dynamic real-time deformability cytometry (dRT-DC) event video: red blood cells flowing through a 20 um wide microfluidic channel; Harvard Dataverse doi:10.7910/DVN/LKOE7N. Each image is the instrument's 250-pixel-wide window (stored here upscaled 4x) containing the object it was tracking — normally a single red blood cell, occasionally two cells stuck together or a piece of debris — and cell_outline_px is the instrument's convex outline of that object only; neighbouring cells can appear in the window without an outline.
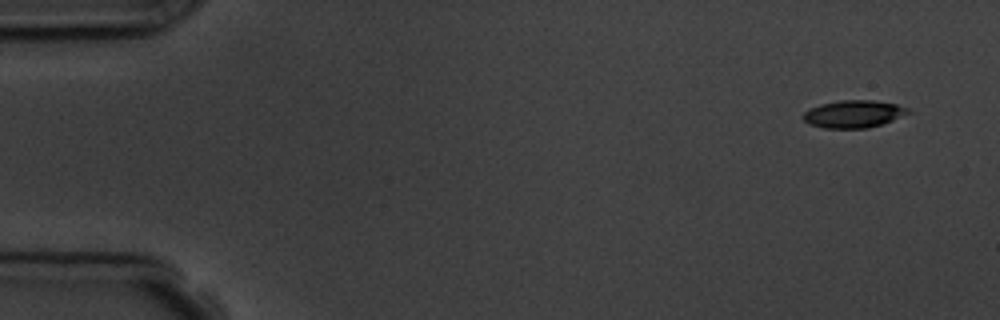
{"species": "common noctule bat (a hibernating species)", "species_latin": "Nyctalus noctula", "temperature_condition": "room temperature", "stored_images_in_passage": 5, "camera_frame_rate_fps": 3000, "um_per_image_px": 0.085, "animal": {"sex": "male", "body_mass_g": 19.5, "forearm_length_mm": 54.6}, "frame": {"image": 1, "passage_image": 1, "time_ms": 0.0, "image_size_px": [1000, 320], "cell_outline_px": [[912, 112], [892, 120], [868, 128], [824, 128], [808, 124], [804, 120], [804, 112], [808, 108], [820, 104], [840, 100], [872, 100], [896, 104], [908, 108]], "centroid_in_image_um": [72.53, 9.68], "position_along_channel_um": 12.5, "area_um2": 16.76}}
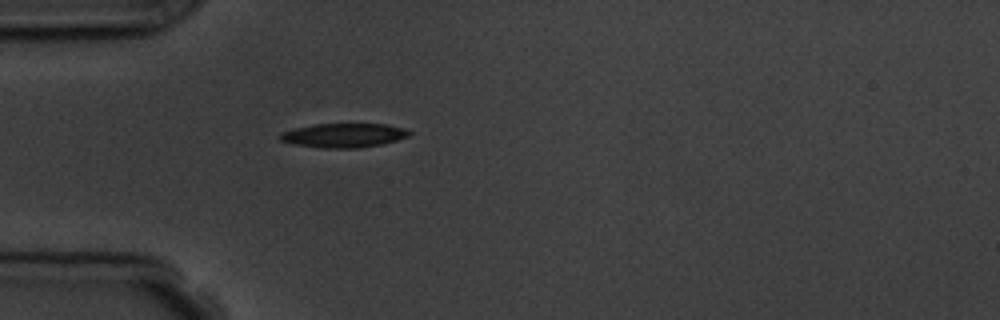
{"frame": {"image": 2, "passage_image": 5, "time_ms": 4.333, "image_size_px": [1000, 320], "cell_outline_px": [[412, 132], [408, 136], [396, 140], [380, 144], [360, 148], [324, 148], [292, 144], [280, 140], [280, 132], [312, 124], [384, 124], [404, 128]], "centroid_in_image_um": [29.19, 11.5], "position_along_channel_um": 55.8, "area_um2": 18.09}}